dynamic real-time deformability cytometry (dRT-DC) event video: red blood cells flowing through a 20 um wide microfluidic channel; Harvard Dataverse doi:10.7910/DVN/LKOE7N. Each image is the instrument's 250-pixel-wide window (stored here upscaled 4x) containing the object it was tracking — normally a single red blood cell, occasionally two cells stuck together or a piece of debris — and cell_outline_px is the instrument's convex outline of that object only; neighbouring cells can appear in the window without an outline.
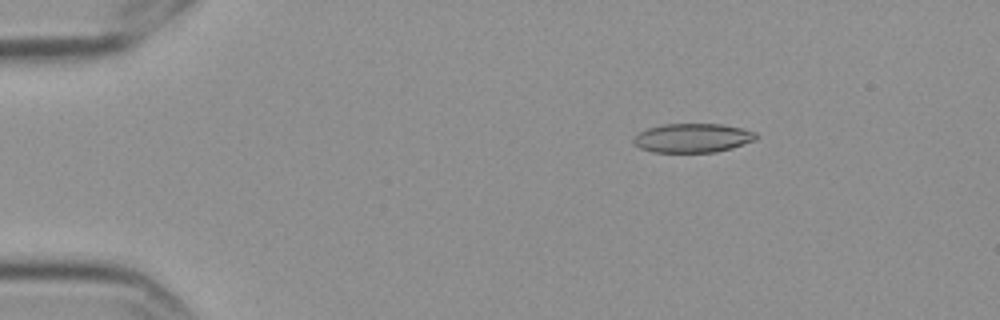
{"species": "Egyptian fruit bat (a non-hibernating species)", "species_latin": "Rousettus aegyptiacus", "temperature_condition": "cold", "stored_images_in_passage": 5, "camera_frame_rate_fps": 3000, "um_per_image_px": 0.085, "frame": {"image": 1, "passage_image": 3, "time_ms": 0.667, "image_size_px": [1000, 320], "cell_outline_px": [[756, 140], [732, 148], [716, 152], [652, 152], [640, 148], [632, 144], [632, 140], [640, 132], [648, 128], [664, 124], [720, 124], [744, 128], [756, 132]], "centroid_in_image_um": [58.88, 11.73], "position_along_channel_um": 26.1, "area_um2": 20.81}}